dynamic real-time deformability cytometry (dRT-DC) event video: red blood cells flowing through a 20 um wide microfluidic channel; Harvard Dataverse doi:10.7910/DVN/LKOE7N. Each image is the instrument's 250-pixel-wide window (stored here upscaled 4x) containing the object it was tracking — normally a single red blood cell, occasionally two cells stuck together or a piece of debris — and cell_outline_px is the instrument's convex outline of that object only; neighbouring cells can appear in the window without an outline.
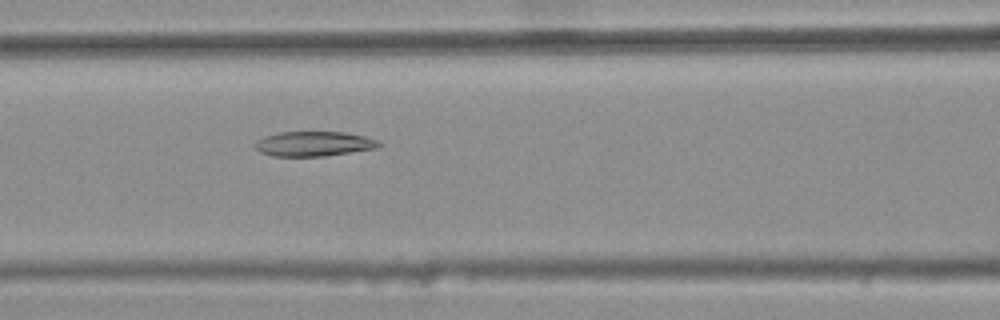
{"species": "common noctule bat (a hibernating species)", "species_latin": "Nyctalus noctula", "temperature_condition": "warm", "stored_images_in_passage": 39, "camera_frame_rate_fps": 3000, "um_per_image_px": 0.085, "animal": {"sex": "female", "body_mass_g": 25.1}, "frame": {"image": 1, "passage_image": 13, "time_ms": 4.0, "image_size_px": [1000, 320], "cell_outline_px": [[384, 144], [376, 148], [324, 156], [272, 156], [260, 152], [252, 144], [256, 140], [264, 136], [280, 132], [344, 132], [364, 136], [380, 140]], "centroid_in_image_um": [26.67, 12.22], "position_along_channel_um": 139.9, "area_um2": 18.03}}
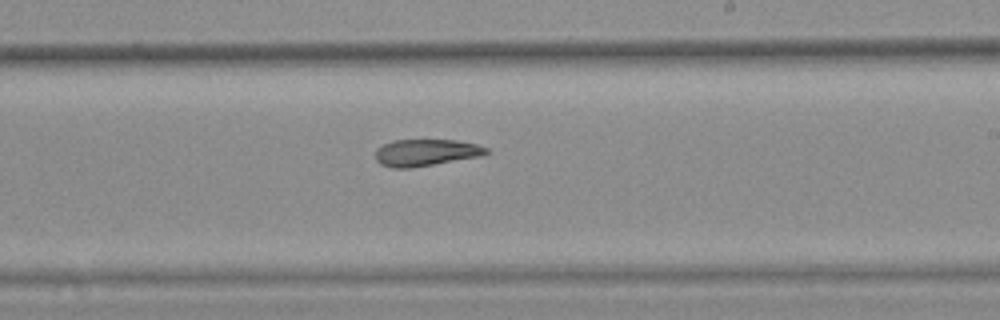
{"frame": {"image": 2, "passage_image": 22, "time_ms": 7.0, "image_size_px": [1000, 320], "cell_outline_px": [[488, 152], [480, 156], [408, 168], [392, 168], [380, 164], [376, 160], [376, 148], [392, 140], [456, 140], [476, 144], [488, 148]], "centroid_in_image_um": [36.16, 12.96], "position_along_channel_um": 252.8, "area_um2": 17.11}}
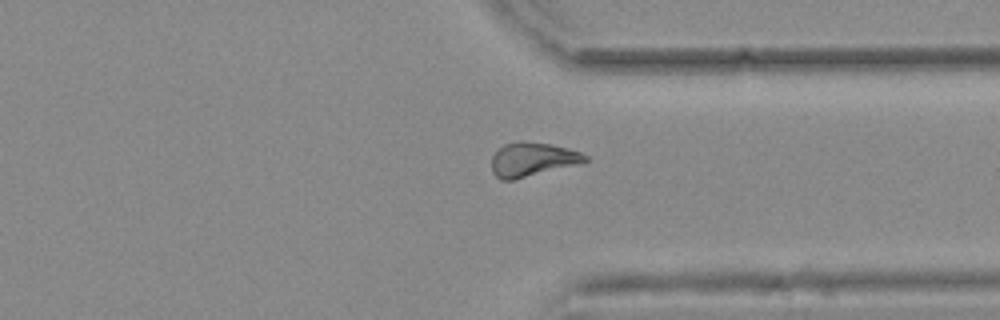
{"frame": {"image": 3, "passage_image": 31, "time_ms": 10.0, "image_size_px": [1000, 320], "cell_outline_px": [[588, 160], [584, 164], [512, 180], [500, 180], [492, 172], [492, 156], [504, 144], [520, 140], [552, 144], [568, 148], [580, 152], [588, 156]], "centroid_in_image_um": [45.3, 13.55], "position_along_channel_um": 366.1, "area_um2": 18.9}}